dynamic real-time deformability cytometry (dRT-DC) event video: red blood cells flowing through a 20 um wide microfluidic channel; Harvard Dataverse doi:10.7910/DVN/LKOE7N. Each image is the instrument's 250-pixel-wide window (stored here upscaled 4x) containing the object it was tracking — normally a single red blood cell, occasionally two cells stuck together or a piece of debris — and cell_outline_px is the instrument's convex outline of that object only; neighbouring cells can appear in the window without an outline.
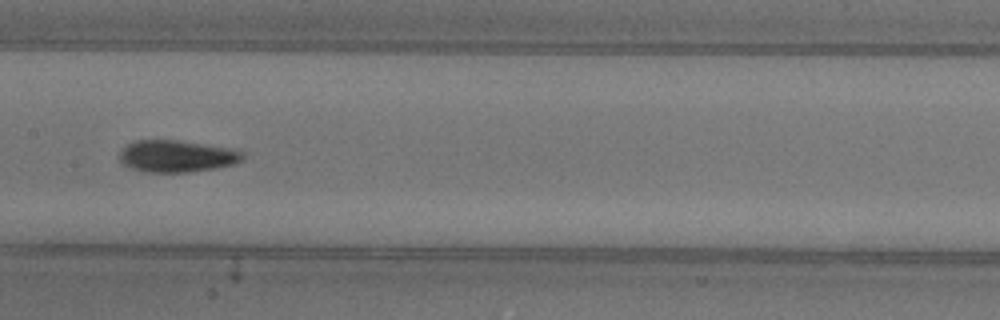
{"species": "common noctule bat (a hibernating species)", "species_latin": "Nyctalus noctula", "temperature_condition": "warm", "stored_images_in_passage": 35, "camera_frame_rate_fps": 3000, "um_per_image_px": 0.085, "animal": {"sex": "female"}, "frame": {"image": 1, "passage_image": 11, "time_ms": 3.333, "image_size_px": [1000, 320], "cell_outline_px": [[244, 156], [240, 160], [232, 164], [212, 168], [188, 172], [148, 172], [132, 168], [124, 164], [120, 160], [120, 152], [128, 144], [136, 140], [176, 140], [228, 148], [244, 152]], "centroid_in_image_um": [14.99, 13.27], "position_along_channel_um": 192.4, "area_um2": 22.37}}
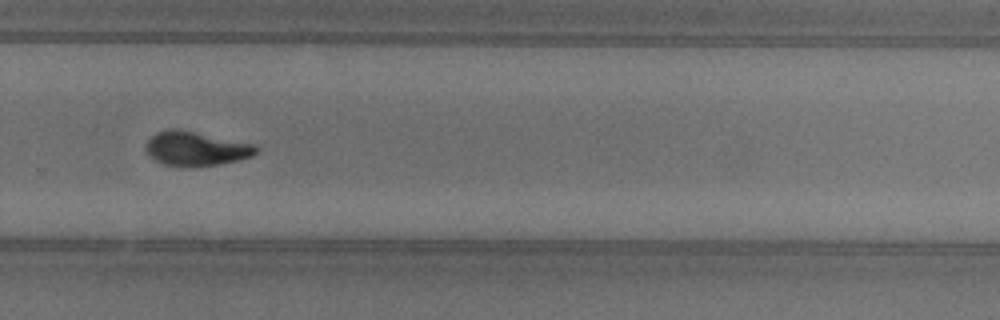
{"frame": {"image": 2, "passage_image": 20, "time_ms": 6.333, "image_size_px": [1000, 320], "cell_outline_px": [[260, 148], [252, 156], [220, 164], [192, 168], [188, 168], [164, 164], [156, 160], [148, 152], [148, 140], [156, 132], [168, 128], [180, 128], [256, 144]], "centroid_in_image_um": [16.71, 12.62], "position_along_channel_um": 313.1, "area_um2": 22.25}, "authors_computed_cell_mechanics": {"area_um2": 21.7906, "velocity_mm_per_s": 4.0481, "shape_relaxation_time_tau1_ms": 3.2552, "shape_relaxation_time_tau2_ms": 1.8748, "deformation_change_tau1": 0.1654, "deformation_change_tau2": 0.0737}}